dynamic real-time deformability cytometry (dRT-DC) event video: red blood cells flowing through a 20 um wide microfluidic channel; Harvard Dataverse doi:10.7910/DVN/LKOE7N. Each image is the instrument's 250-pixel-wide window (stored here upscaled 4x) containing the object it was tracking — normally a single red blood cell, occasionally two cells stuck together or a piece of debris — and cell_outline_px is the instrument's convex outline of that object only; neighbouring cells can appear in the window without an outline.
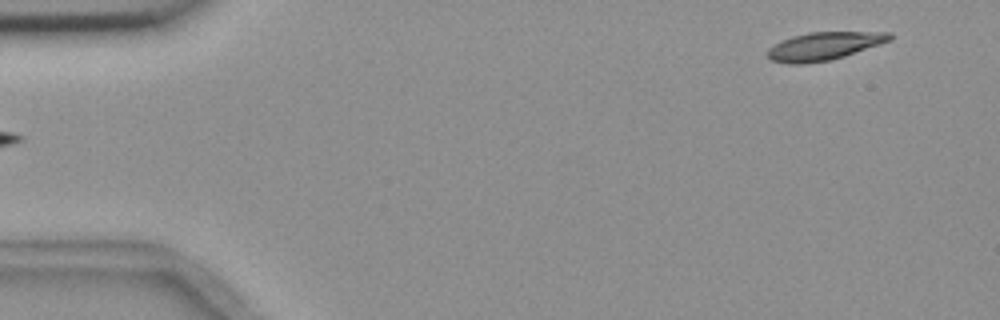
{"species": "common noctule bat (a hibernating species)", "species_latin": "Nyctalus noctula", "temperature_condition": "room temperature", "stored_images_in_passage": 5, "segment_of_instrument_passage": [2, 2], "camera_frame_rate_fps": 3000, "um_per_image_px": 0.085, "animal": {"sex": "female", "body_mass_g": 18.4}, "frame": {"image": 1, "passage_image": 5, "time_ms": 5.0, "image_size_px": [1000, 320], "cell_outline_px": [[892, 40], [832, 60], [804, 64], [788, 64], [772, 60], [768, 56], [768, 48], [792, 36], [808, 32], [892, 32]], "centroid_in_image_um": [70.06, 3.92], "position_along_channel_um": 14.9, "area_um2": 19.83}}